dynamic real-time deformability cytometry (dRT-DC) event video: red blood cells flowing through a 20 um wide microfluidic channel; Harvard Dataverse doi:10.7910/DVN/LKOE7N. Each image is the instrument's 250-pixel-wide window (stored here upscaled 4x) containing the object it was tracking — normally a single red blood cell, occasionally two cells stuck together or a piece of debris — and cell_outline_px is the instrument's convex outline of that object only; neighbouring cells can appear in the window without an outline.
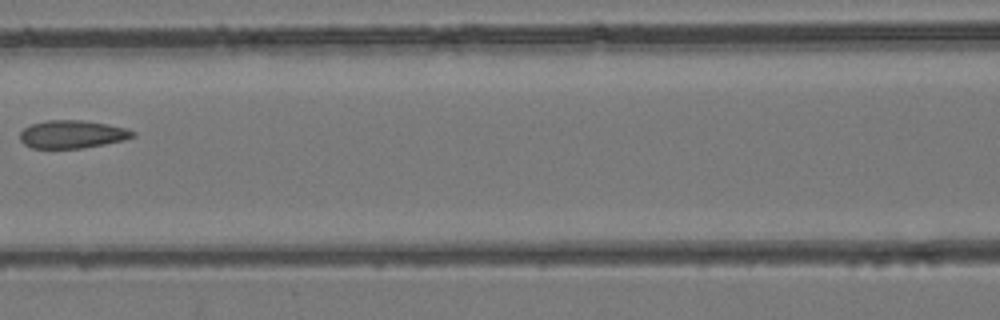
{"species": "common noctule bat (a hibernating species)", "species_latin": "Nyctalus noctula", "temperature_condition": "room temperature", "stored_images_in_passage": 6, "camera_frame_rate_fps": 3000, "um_per_image_px": 0.085, "animal": {"sex": "female", "body_mass_g": 24.6, "forearm_length_mm": 56.2}, "frame": {"image": 1, "passage_image": 6, "time_ms": 5.667, "image_size_px": [1000, 320], "cell_outline_px": [[136, 136], [124, 140], [84, 148], [32, 148], [24, 144], [20, 140], [20, 132], [24, 128], [32, 124], [48, 120], [84, 120], [108, 124], [128, 128], [136, 132]], "centroid_in_image_um": [6.17, 11.41], "position_along_channel_um": 160.4, "area_um2": 18.5}}